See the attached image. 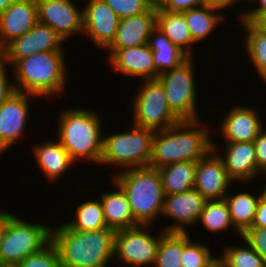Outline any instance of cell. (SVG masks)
<instances>
[{
	"label": "cell",
	"mask_w": 266,
	"mask_h": 267,
	"mask_svg": "<svg viewBox=\"0 0 266 267\" xmlns=\"http://www.w3.org/2000/svg\"><path fill=\"white\" fill-rule=\"evenodd\" d=\"M195 62L196 59L190 57L182 65L162 72L157 78L164 87L170 110L179 120H198L203 118L199 116L202 114L198 110L200 108L198 105L200 100L198 89L200 87L197 86L199 85L197 81L199 78H197L195 70L197 62Z\"/></svg>",
	"instance_id": "9c48e42d"
},
{
	"label": "cell",
	"mask_w": 266,
	"mask_h": 267,
	"mask_svg": "<svg viewBox=\"0 0 266 267\" xmlns=\"http://www.w3.org/2000/svg\"><path fill=\"white\" fill-rule=\"evenodd\" d=\"M38 100V97L31 94L16 92L1 105L0 155H4V152L7 153L16 144L18 145V142L23 143L20 140H24L27 136L26 131L29 129L27 125L32 116L30 115L32 102H38Z\"/></svg>",
	"instance_id": "8fae6325"
},
{
	"label": "cell",
	"mask_w": 266,
	"mask_h": 267,
	"mask_svg": "<svg viewBox=\"0 0 266 267\" xmlns=\"http://www.w3.org/2000/svg\"><path fill=\"white\" fill-rule=\"evenodd\" d=\"M198 225L204 226L206 232L213 235L219 234L220 237H222L221 234L227 235L228 230H234L232 234L238 236V239L241 237V234L234 228L225 200L206 201Z\"/></svg>",
	"instance_id": "4dcf8cb0"
},
{
	"label": "cell",
	"mask_w": 266,
	"mask_h": 267,
	"mask_svg": "<svg viewBox=\"0 0 266 267\" xmlns=\"http://www.w3.org/2000/svg\"><path fill=\"white\" fill-rule=\"evenodd\" d=\"M14 214V212L12 213L11 211L6 210H2L0 208V240L3 234V231L6 227L7 222L9 221L10 217Z\"/></svg>",
	"instance_id": "ee69618b"
},
{
	"label": "cell",
	"mask_w": 266,
	"mask_h": 267,
	"mask_svg": "<svg viewBox=\"0 0 266 267\" xmlns=\"http://www.w3.org/2000/svg\"><path fill=\"white\" fill-rule=\"evenodd\" d=\"M2 63L1 50H0V64Z\"/></svg>",
	"instance_id": "db71d44e"
},
{
	"label": "cell",
	"mask_w": 266,
	"mask_h": 267,
	"mask_svg": "<svg viewBox=\"0 0 266 267\" xmlns=\"http://www.w3.org/2000/svg\"><path fill=\"white\" fill-rule=\"evenodd\" d=\"M197 162L183 161L158 168L164 195H173L194 188Z\"/></svg>",
	"instance_id": "f1b7e54d"
},
{
	"label": "cell",
	"mask_w": 266,
	"mask_h": 267,
	"mask_svg": "<svg viewBox=\"0 0 266 267\" xmlns=\"http://www.w3.org/2000/svg\"><path fill=\"white\" fill-rule=\"evenodd\" d=\"M154 226L139 224L116 231L113 258V261H116L115 264L120 267H153L160 238L165 233L161 228L156 232L157 234L151 233V230L152 232L157 230Z\"/></svg>",
	"instance_id": "30bf717a"
},
{
	"label": "cell",
	"mask_w": 266,
	"mask_h": 267,
	"mask_svg": "<svg viewBox=\"0 0 266 267\" xmlns=\"http://www.w3.org/2000/svg\"><path fill=\"white\" fill-rule=\"evenodd\" d=\"M183 233L165 232L160 238L153 267H182Z\"/></svg>",
	"instance_id": "1f68e13d"
},
{
	"label": "cell",
	"mask_w": 266,
	"mask_h": 267,
	"mask_svg": "<svg viewBox=\"0 0 266 267\" xmlns=\"http://www.w3.org/2000/svg\"><path fill=\"white\" fill-rule=\"evenodd\" d=\"M254 148L258 167L263 170L266 167V125L261 129L254 140Z\"/></svg>",
	"instance_id": "ab89813d"
},
{
	"label": "cell",
	"mask_w": 266,
	"mask_h": 267,
	"mask_svg": "<svg viewBox=\"0 0 266 267\" xmlns=\"http://www.w3.org/2000/svg\"><path fill=\"white\" fill-rule=\"evenodd\" d=\"M65 41L48 25L38 22L23 36L13 39L2 50V63L12 67L20 59L39 52L65 51Z\"/></svg>",
	"instance_id": "7c38bea8"
},
{
	"label": "cell",
	"mask_w": 266,
	"mask_h": 267,
	"mask_svg": "<svg viewBox=\"0 0 266 267\" xmlns=\"http://www.w3.org/2000/svg\"><path fill=\"white\" fill-rule=\"evenodd\" d=\"M253 23L266 34V12L260 14Z\"/></svg>",
	"instance_id": "bcb514c9"
},
{
	"label": "cell",
	"mask_w": 266,
	"mask_h": 267,
	"mask_svg": "<svg viewBox=\"0 0 266 267\" xmlns=\"http://www.w3.org/2000/svg\"><path fill=\"white\" fill-rule=\"evenodd\" d=\"M107 64L116 76L122 75L136 81L157 79L159 73L154 66L153 51L148 43L116 50L108 59Z\"/></svg>",
	"instance_id": "d6986e66"
},
{
	"label": "cell",
	"mask_w": 266,
	"mask_h": 267,
	"mask_svg": "<svg viewBox=\"0 0 266 267\" xmlns=\"http://www.w3.org/2000/svg\"><path fill=\"white\" fill-rule=\"evenodd\" d=\"M134 95H129L131 122L152 131H163L180 120L170 110L164 87L158 79L137 82Z\"/></svg>",
	"instance_id": "ba28073f"
},
{
	"label": "cell",
	"mask_w": 266,
	"mask_h": 267,
	"mask_svg": "<svg viewBox=\"0 0 266 267\" xmlns=\"http://www.w3.org/2000/svg\"><path fill=\"white\" fill-rule=\"evenodd\" d=\"M156 27V5L149 11L121 18L112 43L105 49L106 60L118 49L147 44Z\"/></svg>",
	"instance_id": "44dd1931"
},
{
	"label": "cell",
	"mask_w": 266,
	"mask_h": 267,
	"mask_svg": "<svg viewBox=\"0 0 266 267\" xmlns=\"http://www.w3.org/2000/svg\"><path fill=\"white\" fill-rule=\"evenodd\" d=\"M15 267H61L58 250L50 240L43 248L27 256Z\"/></svg>",
	"instance_id": "e575fe53"
},
{
	"label": "cell",
	"mask_w": 266,
	"mask_h": 267,
	"mask_svg": "<svg viewBox=\"0 0 266 267\" xmlns=\"http://www.w3.org/2000/svg\"><path fill=\"white\" fill-rule=\"evenodd\" d=\"M205 4V0H159L156 8L169 12L182 13L192 8L200 7Z\"/></svg>",
	"instance_id": "f35d334b"
},
{
	"label": "cell",
	"mask_w": 266,
	"mask_h": 267,
	"mask_svg": "<svg viewBox=\"0 0 266 267\" xmlns=\"http://www.w3.org/2000/svg\"><path fill=\"white\" fill-rule=\"evenodd\" d=\"M36 2L38 22L48 25L66 43L78 34L83 35V6L78 2L75 0H36Z\"/></svg>",
	"instance_id": "9a60e30c"
},
{
	"label": "cell",
	"mask_w": 266,
	"mask_h": 267,
	"mask_svg": "<svg viewBox=\"0 0 266 267\" xmlns=\"http://www.w3.org/2000/svg\"><path fill=\"white\" fill-rule=\"evenodd\" d=\"M51 225V241L56 246L61 267H102L113 263L116 231L70 229L65 223Z\"/></svg>",
	"instance_id": "277c9868"
},
{
	"label": "cell",
	"mask_w": 266,
	"mask_h": 267,
	"mask_svg": "<svg viewBox=\"0 0 266 267\" xmlns=\"http://www.w3.org/2000/svg\"><path fill=\"white\" fill-rule=\"evenodd\" d=\"M85 195V199L77 207L73 209L75 212H71V219L65 220V224L73 230L78 231H97L103 228H107L106 221L103 213V206L100 198L89 197ZM92 198V199H91ZM69 221V222H68Z\"/></svg>",
	"instance_id": "f546056e"
},
{
	"label": "cell",
	"mask_w": 266,
	"mask_h": 267,
	"mask_svg": "<svg viewBox=\"0 0 266 267\" xmlns=\"http://www.w3.org/2000/svg\"><path fill=\"white\" fill-rule=\"evenodd\" d=\"M65 54L66 51L39 52L17 61L11 67L16 91L41 100L47 98V102L55 96L61 99L70 78Z\"/></svg>",
	"instance_id": "3957f363"
},
{
	"label": "cell",
	"mask_w": 266,
	"mask_h": 267,
	"mask_svg": "<svg viewBox=\"0 0 266 267\" xmlns=\"http://www.w3.org/2000/svg\"><path fill=\"white\" fill-rule=\"evenodd\" d=\"M12 73L10 66L3 63L0 64V107L6 100L17 92L14 81H12L14 79L12 77Z\"/></svg>",
	"instance_id": "74e56055"
},
{
	"label": "cell",
	"mask_w": 266,
	"mask_h": 267,
	"mask_svg": "<svg viewBox=\"0 0 266 267\" xmlns=\"http://www.w3.org/2000/svg\"><path fill=\"white\" fill-rule=\"evenodd\" d=\"M259 178H262V182H263V184H264V186L263 187H261L260 189H258L259 191V193L257 192V195H258V199H259V201H263V202H266V179L262 176V175H260L257 179H259Z\"/></svg>",
	"instance_id": "7dc6e473"
},
{
	"label": "cell",
	"mask_w": 266,
	"mask_h": 267,
	"mask_svg": "<svg viewBox=\"0 0 266 267\" xmlns=\"http://www.w3.org/2000/svg\"><path fill=\"white\" fill-rule=\"evenodd\" d=\"M148 45L153 51V62L158 73L177 68L190 57L175 46L157 26L153 29Z\"/></svg>",
	"instance_id": "4316f807"
},
{
	"label": "cell",
	"mask_w": 266,
	"mask_h": 267,
	"mask_svg": "<svg viewBox=\"0 0 266 267\" xmlns=\"http://www.w3.org/2000/svg\"><path fill=\"white\" fill-rule=\"evenodd\" d=\"M251 227H256V228L266 227V202L258 201L254 221Z\"/></svg>",
	"instance_id": "b9f144b4"
},
{
	"label": "cell",
	"mask_w": 266,
	"mask_h": 267,
	"mask_svg": "<svg viewBox=\"0 0 266 267\" xmlns=\"http://www.w3.org/2000/svg\"><path fill=\"white\" fill-rule=\"evenodd\" d=\"M121 19L149 11L155 4L150 0H103Z\"/></svg>",
	"instance_id": "d590c367"
},
{
	"label": "cell",
	"mask_w": 266,
	"mask_h": 267,
	"mask_svg": "<svg viewBox=\"0 0 266 267\" xmlns=\"http://www.w3.org/2000/svg\"><path fill=\"white\" fill-rule=\"evenodd\" d=\"M217 256V257H216ZM205 267H229L227 261L221 256L214 254L211 260L206 264Z\"/></svg>",
	"instance_id": "f6af8a7d"
},
{
	"label": "cell",
	"mask_w": 266,
	"mask_h": 267,
	"mask_svg": "<svg viewBox=\"0 0 266 267\" xmlns=\"http://www.w3.org/2000/svg\"><path fill=\"white\" fill-rule=\"evenodd\" d=\"M263 177H265L266 179V167L262 170V174H261Z\"/></svg>",
	"instance_id": "f907efd6"
},
{
	"label": "cell",
	"mask_w": 266,
	"mask_h": 267,
	"mask_svg": "<svg viewBox=\"0 0 266 267\" xmlns=\"http://www.w3.org/2000/svg\"><path fill=\"white\" fill-rule=\"evenodd\" d=\"M242 1V2H241ZM244 0H205V4L212 7H216L227 13L226 11L232 9L233 7H239L238 4H243ZM226 9V10H225Z\"/></svg>",
	"instance_id": "7bdbcfd3"
},
{
	"label": "cell",
	"mask_w": 266,
	"mask_h": 267,
	"mask_svg": "<svg viewBox=\"0 0 266 267\" xmlns=\"http://www.w3.org/2000/svg\"><path fill=\"white\" fill-rule=\"evenodd\" d=\"M84 107L61 108L55 121L58 126L55 127L54 137L76 163L81 165L83 161L86 163L84 165H99L107 127L104 126L105 120L100 110Z\"/></svg>",
	"instance_id": "6da1fadb"
},
{
	"label": "cell",
	"mask_w": 266,
	"mask_h": 267,
	"mask_svg": "<svg viewBox=\"0 0 266 267\" xmlns=\"http://www.w3.org/2000/svg\"><path fill=\"white\" fill-rule=\"evenodd\" d=\"M241 31H244V36H241L243 52L248 57V62L259 76L260 82H266V34L261 31L252 21H238ZM241 23V25H240ZM243 42H242V41ZM256 70V71H255Z\"/></svg>",
	"instance_id": "484cf974"
},
{
	"label": "cell",
	"mask_w": 266,
	"mask_h": 267,
	"mask_svg": "<svg viewBox=\"0 0 266 267\" xmlns=\"http://www.w3.org/2000/svg\"><path fill=\"white\" fill-rule=\"evenodd\" d=\"M112 178L125 192L134 220L140 225L161 221L164 192L158 168L143 166L121 171Z\"/></svg>",
	"instance_id": "5b68a950"
},
{
	"label": "cell",
	"mask_w": 266,
	"mask_h": 267,
	"mask_svg": "<svg viewBox=\"0 0 266 267\" xmlns=\"http://www.w3.org/2000/svg\"><path fill=\"white\" fill-rule=\"evenodd\" d=\"M249 6L242 17V19L237 21H254L260 14L266 12V0H255Z\"/></svg>",
	"instance_id": "60d3db41"
},
{
	"label": "cell",
	"mask_w": 266,
	"mask_h": 267,
	"mask_svg": "<svg viewBox=\"0 0 266 267\" xmlns=\"http://www.w3.org/2000/svg\"><path fill=\"white\" fill-rule=\"evenodd\" d=\"M83 17V37L101 53L114 40L120 18L103 0L85 1Z\"/></svg>",
	"instance_id": "e0dca14e"
},
{
	"label": "cell",
	"mask_w": 266,
	"mask_h": 267,
	"mask_svg": "<svg viewBox=\"0 0 266 267\" xmlns=\"http://www.w3.org/2000/svg\"><path fill=\"white\" fill-rule=\"evenodd\" d=\"M19 216V217H18ZM10 217L0 240V267H15L27 256L39 251L51 240L50 224Z\"/></svg>",
	"instance_id": "52a82bcc"
},
{
	"label": "cell",
	"mask_w": 266,
	"mask_h": 267,
	"mask_svg": "<svg viewBox=\"0 0 266 267\" xmlns=\"http://www.w3.org/2000/svg\"><path fill=\"white\" fill-rule=\"evenodd\" d=\"M233 184L236 183L213 150L204 159L197 161L194 188L207 201L224 200L231 189L235 190Z\"/></svg>",
	"instance_id": "ac0fdd59"
},
{
	"label": "cell",
	"mask_w": 266,
	"mask_h": 267,
	"mask_svg": "<svg viewBox=\"0 0 266 267\" xmlns=\"http://www.w3.org/2000/svg\"><path fill=\"white\" fill-rule=\"evenodd\" d=\"M241 238L261 256L266 264V227H250L241 235Z\"/></svg>",
	"instance_id": "8d00e7d4"
},
{
	"label": "cell",
	"mask_w": 266,
	"mask_h": 267,
	"mask_svg": "<svg viewBox=\"0 0 266 267\" xmlns=\"http://www.w3.org/2000/svg\"><path fill=\"white\" fill-rule=\"evenodd\" d=\"M44 142V143H43ZM35 141L31 145V152L35 159L38 172L46 178L48 183H58L61 177L67 176V172L77 163L70 157L62 144L55 138L45 139L42 143Z\"/></svg>",
	"instance_id": "ffe728a7"
},
{
	"label": "cell",
	"mask_w": 266,
	"mask_h": 267,
	"mask_svg": "<svg viewBox=\"0 0 266 267\" xmlns=\"http://www.w3.org/2000/svg\"><path fill=\"white\" fill-rule=\"evenodd\" d=\"M38 23L36 0H15L0 14V50Z\"/></svg>",
	"instance_id": "7402d4cb"
},
{
	"label": "cell",
	"mask_w": 266,
	"mask_h": 267,
	"mask_svg": "<svg viewBox=\"0 0 266 267\" xmlns=\"http://www.w3.org/2000/svg\"><path fill=\"white\" fill-rule=\"evenodd\" d=\"M109 179L114 189L103 190L98 196L103 206L107 228L119 231L139 225L134 220L125 192L112 178L107 180Z\"/></svg>",
	"instance_id": "603a6c76"
},
{
	"label": "cell",
	"mask_w": 266,
	"mask_h": 267,
	"mask_svg": "<svg viewBox=\"0 0 266 267\" xmlns=\"http://www.w3.org/2000/svg\"><path fill=\"white\" fill-rule=\"evenodd\" d=\"M15 0H0V14L7 10Z\"/></svg>",
	"instance_id": "681fc988"
},
{
	"label": "cell",
	"mask_w": 266,
	"mask_h": 267,
	"mask_svg": "<svg viewBox=\"0 0 266 267\" xmlns=\"http://www.w3.org/2000/svg\"><path fill=\"white\" fill-rule=\"evenodd\" d=\"M156 26L167 38L189 57L196 58L197 43L193 40L183 13L169 12L156 8Z\"/></svg>",
	"instance_id": "d4e9b609"
},
{
	"label": "cell",
	"mask_w": 266,
	"mask_h": 267,
	"mask_svg": "<svg viewBox=\"0 0 266 267\" xmlns=\"http://www.w3.org/2000/svg\"><path fill=\"white\" fill-rule=\"evenodd\" d=\"M150 1L156 5L159 0H150Z\"/></svg>",
	"instance_id": "f5cc1de1"
},
{
	"label": "cell",
	"mask_w": 266,
	"mask_h": 267,
	"mask_svg": "<svg viewBox=\"0 0 266 267\" xmlns=\"http://www.w3.org/2000/svg\"><path fill=\"white\" fill-rule=\"evenodd\" d=\"M112 263H110V264H107V265H105V266H102V267H112Z\"/></svg>",
	"instance_id": "816d5d0a"
},
{
	"label": "cell",
	"mask_w": 266,
	"mask_h": 267,
	"mask_svg": "<svg viewBox=\"0 0 266 267\" xmlns=\"http://www.w3.org/2000/svg\"><path fill=\"white\" fill-rule=\"evenodd\" d=\"M192 234L183 233V255L181 258L182 267H205L214 256L213 249L204 241L193 240Z\"/></svg>",
	"instance_id": "836d02e7"
},
{
	"label": "cell",
	"mask_w": 266,
	"mask_h": 267,
	"mask_svg": "<svg viewBox=\"0 0 266 267\" xmlns=\"http://www.w3.org/2000/svg\"><path fill=\"white\" fill-rule=\"evenodd\" d=\"M215 141L213 140V151L222 160L230 178L237 185L241 184V187L245 188L246 185L255 183V179L257 181L262 170L257 165L254 141L224 142L223 145ZM242 184L246 185L242 186Z\"/></svg>",
	"instance_id": "5bb4252c"
},
{
	"label": "cell",
	"mask_w": 266,
	"mask_h": 267,
	"mask_svg": "<svg viewBox=\"0 0 266 267\" xmlns=\"http://www.w3.org/2000/svg\"><path fill=\"white\" fill-rule=\"evenodd\" d=\"M238 241H240L238 246L231 242V245L226 243L222 247L223 249L221 248L220 254L227 261L229 267H266L261 256L244 239L240 237Z\"/></svg>",
	"instance_id": "d6a6232c"
},
{
	"label": "cell",
	"mask_w": 266,
	"mask_h": 267,
	"mask_svg": "<svg viewBox=\"0 0 266 267\" xmlns=\"http://www.w3.org/2000/svg\"><path fill=\"white\" fill-rule=\"evenodd\" d=\"M128 128L107 135V131L104 132L103 154L99 165L111 169L113 167L114 173L107 174L109 178L127 169L149 166L155 131L132 123Z\"/></svg>",
	"instance_id": "8992f818"
},
{
	"label": "cell",
	"mask_w": 266,
	"mask_h": 267,
	"mask_svg": "<svg viewBox=\"0 0 266 267\" xmlns=\"http://www.w3.org/2000/svg\"><path fill=\"white\" fill-rule=\"evenodd\" d=\"M229 110L224 111L223 117L220 118L217 129V137L220 135L222 142H250L254 141L261 129L266 125L263 124L262 117L256 105L254 107L232 104L228 105ZM256 107V109H255ZM217 127V128H215ZM219 129V130H218Z\"/></svg>",
	"instance_id": "2e32d148"
},
{
	"label": "cell",
	"mask_w": 266,
	"mask_h": 267,
	"mask_svg": "<svg viewBox=\"0 0 266 267\" xmlns=\"http://www.w3.org/2000/svg\"><path fill=\"white\" fill-rule=\"evenodd\" d=\"M207 122L202 119L180 120L166 130L156 131L149 166L160 168L176 162L204 159L213 150L215 137L213 126L209 127Z\"/></svg>",
	"instance_id": "7a4b0ae2"
},
{
	"label": "cell",
	"mask_w": 266,
	"mask_h": 267,
	"mask_svg": "<svg viewBox=\"0 0 266 267\" xmlns=\"http://www.w3.org/2000/svg\"><path fill=\"white\" fill-rule=\"evenodd\" d=\"M182 13L186 18L193 40L197 44H203L209 37L213 39L214 31H216L217 28L220 30L228 21L227 16H229L226 15L229 13H225L221 9L208 4H203L200 7L192 8ZM218 26H220V28Z\"/></svg>",
	"instance_id": "cb8c5ba5"
},
{
	"label": "cell",
	"mask_w": 266,
	"mask_h": 267,
	"mask_svg": "<svg viewBox=\"0 0 266 267\" xmlns=\"http://www.w3.org/2000/svg\"><path fill=\"white\" fill-rule=\"evenodd\" d=\"M255 0H244V3L245 4H243L242 6H244V5H248V6H244V7H241V9L239 10V8H237V9H234L235 11H237L238 10V12L239 13H237V17H235V20H240V19H242V17L244 16V14H245V12H246V10H247V8L249 7V6H251V4L254 2ZM247 2V3H246ZM250 4V5H249ZM239 17V18H238Z\"/></svg>",
	"instance_id": "c3c4849f"
},
{
	"label": "cell",
	"mask_w": 266,
	"mask_h": 267,
	"mask_svg": "<svg viewBox=\"0 0 266 267\" xmlns=\"http://www.w3.org/2000/svg\"><path fill=\"white\" fill-rule=\"evenodd\" d=\"M249 190L251 189H248V191L247 189H243L244 192L242 190H235L233 193L228 192L224 198L234 228L241 235L251 227L259 201L257 191L255 194L253 191Z\"/></svg>",
	"instance_id": "83f0119b"
},
{
	"label": "cell",
	"mask_w": 266,
	"mask_h": 267,
	"mask_svg": "<svg viewBox=\"0 0 266 267\" xmlns=\"http://www.w3.org/2000/svg\"><path fill=\"white\" fill-rule=\"evenodd\" d=\"M206 201L195 188L178 194L164 195L160 217L171 222L159 226L165 232L188 233V230L195 228L198 223Z\"/></svg>",
	"instance_id": "4fadbf2b"
}]
</instances>
